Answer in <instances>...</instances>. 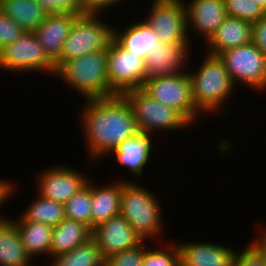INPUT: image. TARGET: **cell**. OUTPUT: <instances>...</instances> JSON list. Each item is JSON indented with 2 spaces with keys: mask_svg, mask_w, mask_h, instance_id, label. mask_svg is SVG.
<instances>
[{
  "mask_svg": "<svg viewBox=\"0 0 266 266\" xmlns=\"http://www.w3.org/2000/svg\"><path fill=\"white\" fill-rule=\"evenodd\" d=\"M255 2H257L266 12V0H254Z\"/></svg>",
  "mask_w": 266,
  "mask_h": 266,
  "instance_id": "74e56055",
  "label": "cell"
},
{
  "mask_svg": "<svg viewBox=\"0 0 266 266\" xmlns=\"http://www.w3.org/2000/svg\"><path fill=\"white\" fill-rule=\"evenodd\" d=\"M31 262L16 224L0 216V266H31Z\"/></svg>",
  "mask_w": 266,
  "mask_h": 266,
  "instance_id": "7402d4cb",
  "label": "cell"
},
{
  "mask_svg": "<svg viewBox=\"0 0 266 266\" xmlns=\"http://www.w3.org/2000/svg\"><path fill=\"white\" fill-rule=\"evenodd\" d=\"M180 266H233L236 253L229 247L212 243H179Z\"/></svg>",
  "mask_w": 266,
  "mask_h": 266,
  "instance_id": "5bb4252c",
  "label": "cell"
},
{
  "mask_svg": "<svg viewBox=\"0 0 266 266\" xmlns=\"http://www.w3.org/2000/svg\"><path fill=\"white\" fill-rule=\"evenodd\" d=\"M51 266H105L100 250L93 239L73 250L54 257Z\"/></svg>",
  "mask_w": 266,
  "mask_h": 266,
  "instance_id": "4316f807",
  "label": "cell"
},
{
  "mask_svg": "<svg viewBox=\"0 0 266 266\" xmlns=\"http://www.w3.org/2000/svg\"><path fill=\"white\" fill-rule=\"evenodd\" d=\"M92 239V229L83 222L65 218L53 226L50 255L52 258L67 253Z\"/></svg>",
  "mask_w": 266,
  "mask_h": 266,
  "instance_id": "44dd1931",
  "label": "cell"
},
{
  "mask_svg": "<svg viewBox=\"0 0 266 266\" xmlns=\"http://www.w3.org/2000/svg\"><path fill=\"white\" fill-rule=\"evenodd\" d=\"M48 14H73L80 16L85 13L80 0H36Z\"/></svg>",
  "mask_w": 266,
  "mask_h": 266,
  "instance_id": "d6a6232c",
  "label": "cell"
},
{
  "mask_svg": "<svg viewBox=\"0 0 266 266\" xmlns=\"http://www.w3.org/2000/svg\"><path fill=\"white\" fill-rule=\"evenodd\" d=\"M206 42L212 55L247 45L252 42V23L227 16Z\"/></svg>",
  "mask_w": 266,
  "mask_h": 266,
  "instance_id": "ac0fdd59",
  "label": "cell"
},
{
  "mask_svg": "<svg viewBox=\"0 0 266 266\" xmlns=\"http://www.w3.org/2000/svg\"><path fill=\"white\" fill-rule=\"evenodd\" d=\"M77 15L48 14L41 25L33 31L37 41L42 46L48 58L55 63L60 58L63 43Z\"/></svg>",
  "mask_w": 266,
  "mask_h": 266,
  "instance_id": "9a60e30c",
  "label": "cell"
},
{
  "mask_svg": "<svg viewBox=\"0 0 266 266\" xmlns=\"http://www.w3.org/2000/svg\"><path fill=\"white\" fill-rule=\"evenodd\" d=\"M219 57L234 85L239 81L255 90L266 88V56L253 42L223 51Z\"/></svg>",
  "mask_w": 266,
  "mask_h": 266,
  "instance_id": "9c48e42d",
  "label": "cell"
},
{
  "mask_svg": "<svg viewBox=\"0 0 266 266\" xmlns=\"http://www.w3.org/2000/svg\"><path fill=\"white\" fill-rule=\"evenodd\" d=\"M227 16L255 23L266 16L264 9L254 0H224Z\"/></svg>",
  "mask_w": 266,
  "mask_h": 266,
  "instance_id": "f1b7e54d",
  "label": "cell"
},
{
  "mask_svg": "<svg viewBox=\"0 0 266 266\" xmlns=\"http://www.w3.org/2000/svg\"><path fill=\"white\" fill-rule=\"evenodd\" d=\"M189 46L188 44L160 43L159 47L149 52L145 59L147 78L184 72L182 68L189 58Z\"/></svg>",
  "mask_w": 266,
  "mask_h": 266,
  "instance_id": "e0dca14e",
  "label": "cell"
},
{
  "mask_svg": "<svg viewBox=\"0 0 266 266\" xmlns=\"http://www.w3.org/2000/svg\"><path fill=\"white\" fill-rule=\"evenodd\" d=\"M0 11L26 32H33L48 15L36 0H1Z\"/></svg>",
  "mask_w": 266,
  "mask_h": 266,
  "instance_id": "cb8c5ba5",
  "label": "cell"
},
{
  "mask_svg": "<svg viewBox=\"0 0 266 266\" xmlns=\"http://www.w3.org/2000/svg\"><path fill=\"white\" fill-rule=\"evenodd\" d=\"M11 220L16 224L22 244L31 259L37 254L50 255L53 226L24 220L22 217L16 221Z\"/></svg>",
  "mask_w": 266,
  "mask_h": 266,
  "instance_id": "d4e9b609",
  "label": "cell"
},
{
  "mask_svg": "<svg viewBox=\"0 0 266 266\" xmlns=\"http://www.w3.org/2000/svg\"><path fill=\"white\" fill-rule=\"evenodd\" d=\"M98 13L77 16L69 36L63 43L60 58L54 63L57 69L63 62L106 49L113 38V28L98 19Z\"/></svg>",
  "mask_w": 266,
  "mask_h": 266,
  "instance_id": "5b68a950",
  "label": "cell"
},
{
  "mask_svg": "<svg viewBox=\"0 0 266 266\" xmlns=\"http://www.w3.org/2000/svg\"><path fill=\"white\" fill-rule=\"evenodd\" d=\"M25 32L16 22L0 11V50L15 42Z\"/></svg>",
  "mask_w": 266,
  "mask_h": 266,
  "instance_id": "836d02e7",
  "label": "cell"
},
{
  "mask_svg": "<svg viewBox=\"0 0 266 266\" xmlns=\"http://www.w3.org/2000/svg\"><path fill=\"white\" fill-rule=\"evenodd\" d=\"M56 75L85 100L109 97L107 48L63 62Z\"/></svg>",
  "mask_w": 266,
  "mask_h": 266,
  "instance_id": "3957f363",
  "label": "cell"
},
{
  "mask_svg": "<svg viewBox=\"0 0 266 266\" xmlns=\"http://www.w3.org/2000/svg\"><path fill=\"white\" fill-rule=\"evenodd\" d=\"M121 0H80L85 13H99ZM106 7V8H105Z\"/></svg>",
  "mask_w": 266,
  "mask_h": 266,
  "instance_id": "d590c367",
  "label": "cell"
},
{
  "mask_svg": "<svg viewBox=\"0 0 266 266\" xmlns=\"http://www.w3.org/2000/svg\"><path fill=\"white\" fill-rule=\"evenodd\" d=\"M199 67L197 73L188 72L193 103L200 114L219 112L224 101L236 90L235 85L219 55L207 53Z\"/></svg>",
  "mask_w": 266,
  "mask_h": 266,
  "instance_id": "7a4b0ae2",
  "label": "cell"
},
{
  "mask_svg": "<svg viewBox=\"0 0 266 266\" xmlns=\"http://www.w3.org/2000/svg\"><path fill=\"white\" fill-rule=\"evenodd\" d=\"M126 181L121 182L120 215L143 241L159 236L163 226L160 202L138 183Z\"/></svg>",
  "mask_w": 266,
  "mask_h": 266,
  "instance_id": "277c9868",
  "label": "cell"
},
{
  "mask_svg": "<svg viewBox=\"0 0 266 266\" xmlns=\"http://www.w3.org/2000/svg\"><path fill=\"white\" fill-rule=\"evenodd\" d=\"M92 239L96 242L102 258L140 245L143 240L126 219L117 215L92 229Z\"/></svg>",
  "mask_w": 266,
  "mask_h": 266,
  "instance_id": "7c38bea8",
  "label": "cell"
},
{
  "mask_svg": "<svg viewBox=\"0 0 266 266\" xmlns=\"http://www.w3.org/2000/svg\"><path fill=\"white\" fill-rule=\"evenodd\" d=\"M143 241L137 247L118 252L105 260V266H143L145 247Z\"/></svg>",
  "mask_w": 266,
  "mask_h": 266,
  "instance_id": "1f68e13d",
  "label": "cell"
},
{
  "mask_svg": "<svg viewBox=\"0 0 266 266\" xmlns=\"http://www.w3.org/2000/svg\"><path fill=\"white\" fill-rule=\"evenodd\" d=\"M151 136L138 131L134 136L124 140L111 152L115 155L116 162L127 167L132 174L141 176L143 167L151 157Z\"/></svg>",
  "mask_w": 266,
  "mask_h": 266,
  "instance_id": "d6986e66",
  "label": "cell"
},
{
  "mask_svg": "<svg viewBox=\"0 0 266 266\" xmlns=\"http://www.w3.org/2000/svg\"><path fill=\"white\" fill-rule=\"evenodd\" d=\"M265 266H266V229H265Z\"/></svg>",
  "mask_w": 266,
  "mask_h": 266,
  "instance_id": "f35d334b",
  "label": "cell"
},
{
  "mask_svg": "<svg viewBox=\"0 0 266 266\" xmlns=\"http://www.w3.org/2000/svg\"><path fill=\"white\" fill-rule=\"evenodd\" d=\"M185 8L187 27L192 24L206 41L227 17L224 0H191Z\"/></svg>",
  "mask_w": 266,
  "mask_h": 266,
  "instance_id": "2e32d148",
  "label": "cell"
},
{
  "mask_svg": "<svg viewBox=\"0 0 266 266\" xmlns=\"http://www.w3.org/2000/svg\"><path fill=\"white\" fill-rule=\"evenodd\" d=\"M142 89L156 101L174 108L190 124L197 121L199 111L192 100L191 80L188 72L147 78Z\"/></svg>",
  "mask_w": 266,
  "mask_h": 266,
  "instance_id": "ba28073f",
  "label": "cell"
},
{
  "mask_svg": "<svg viewBox=\"0 0 266 266\" xmlns=\"http://www.w3.org/2000/svg\"><path fill=\"white\" fill-rule=\"evenodd\" d=\"M121 181L108 186L91 183V229L98 224L120 215Z\"/></svg>",
  "mask_w": 266,
  "mask_h": 266,
  "instance_id": "603a6c76",
  "label": "cell"
},
{
  "mask_svg": "<svg viewBox=\"0 0 266 266\" xmlns=\"http://www.w3.org/2000/svg\"><path fill=\"white\" fill-rule=\"evenodd\" d=\"M165 247L163 250L145 248L143 266H180L177 244Z\"/></svg>",
  "mask_w": 266,
  "mask_h": 266,
  "instance_id": "4dcf8cb0",
  "label": "cell"
},
{
  "mask_svg": "<svg viewBox=\"0 0 266 266\" xmlns=\"http://www.w3.org/2000/svg\"><path fill=\"white\" fill-rule=\"evenodd\" d=\"M14 185L8 180H0V207L1 205L11 197V193L14 192ZM13 191V192H12Z\"/></svg>",
  "mask_w": 266,
  "mask_h": 266,
  "instance_id": "8d00e7d4",
  "label": "cell"
},
{
  "mask_svg": "<svg viewBox=\"0 0 266 266\" xmlns=\"http://www.w3.org/2000/svg\"><path fill=\"white\" fill-rule=\"evenodd\" d=\"M128 101L139 132L177 130L190 123L174 108L152 99L142 88L130 89L122 94Z\"/></svg>",
  "mask_w": 266,
  "mask_h": 266,
  "instance_id": "8992f818",
  "label": "cell"
},
{
  "mask_svg": "<svg viewBox=\"0 0 266 266\" xmlns=\"http://www.w3.org/2000/svg\"><path fill=\"white\" fill-rule=\"evenodd\" d=\"M0 68L9 71H43L56 74L54 63L48 58L33 32L23 33L15 42L0 50Z\"/></svg>",
  "mask_w": 266,
  "mask_h": 266,
  "instance_id": "8fae6325",
  "label": "cell"
},
{
  "mask_svg": "<svg viewBox=\"0 0 266 266\" xmlns=\"http://www.w3.org/2000/svg\"><path fill=\"white\" fill-rule=\"evenodd\" d=\"M81 174V175H80ZM39 195L46 199L65 203L89 180L85 175L68 166L46 169L38 178Z\"/></svg>",
  "mask_w": 266,
  "mask_h": 266,
  "instance_id": "4fadbf2b",
  "label": "cell"
},
{
  "mask_svg": "<svg viewBox=\"0 0 266 266\" xmlns=\"http://www.w3.org/2000/svg\"><path fill=\"white\" fill-rule=\"evenodd\" d=\"M38 197L21 215L24 220L56 226L66 218L63 203Z\"/></svg>",
  "mask_w": 266,
  "mask_h": 266,
  "instance_id": "484cf974",
  "label": "cell"
},
{
  "mask_svg": "<svg viewBox=\"0 0 266 266\" xmlns=\"http://www.w3.org/2000/svg\"><path fill=\"white\" fill-rule=\"evenodd\" d=\"M109 97L142 88L147 79L145 59L127 51L113 38L107 47Z\"/></svg>",
  "mask_w": 266,
  "mask_h": 266,
  "instance_id": "52a82bcc",
  "label": "cell"
},
{
  "mask_svg": "<svg viewBox=\"0 0 266 266\" xmlns=\"http://www.w3.org/2000/svg\"><path fill=\"white\" fill-rule=\"evenodd\" d=\"M233 266H265V230L241 253H236Z\"/></svg>",
  "mask_w": 266,
  "mask_h": 266,
  "instance_id": "f546056e",
  "label": "cell"
},
{
  "mask_svg": "<svg viewBox=\"0 0 266 266\" xmlns=\"http://www.w3.org/2000/svg\"><path fill=\"white\" fill-rule=\"evenodd\" d=\"M63 205L67 219L83 222L91 228V181H87L86 185Z\"/></svg>",
  "mask_w": 266,
  "mask_h": 266,
  "instance_id": "83f0119b",
  "label": "cell"
},
{
  "mask_svg": "<svg viewBox=\"0 0 266 266\" xmlns=\"http://www.w3.org/2000/svg\"><path fill=\"white\" fill-rule=\"evenodd\" d=\"M252 42L266 56V16L252 24Z\"/></svg>",
  "mask_w": 266,
  "mask_h": 266,
  "instance_id": "e575fe53",
  "label": "cell"
},
{
  "mask_svg": "<svg viewBox=\"0 0 266 266\" xmlns=\"http://www.w3.org/2000/svg\"><path fill=\"white\" fill-rule=\"evenodd\" d=\"M187 2L183 0H154L144 21L155 31L161 43L188 44Z\"/></svg>",
  "mask_w": 266,
  "mask_h": 266,
  "instance_id": "30bf717a",
  "label": "cell"
},
{
  "mask_svg": "<svg viewBox=\"0 0 266 266\" xmlns=\"http://www.w3.org/2000/svg\"><path fill=\"white\" fill-rule=\"evenodd\" d=\"M113 39L127 51L144 59L161 43L158 35L144 20L133 22L122 32L114 28Z\"/></svg>",
  "mask_w": 266,
  "mask_h": 266,
  "instance_id": "ffe728a7",
  "label": "cell"
},
{
  "mask_svg": "<svg viewBox=\"0 0 266 266\" xmlns=\"http://www.w3.org/2000/svg\"><path fill=\"white\" fill-rule=\"evenodd\" d=\"M86 101L81 124H84L91 159H98L104 154L106 157L138 132L132 109L123 95Z\"/></svg>",
  "mask_w": 266,
  "mask_h": 266,
  "instance_id": "6da1fadb",
  "label": "cell"
}]
</instances>
